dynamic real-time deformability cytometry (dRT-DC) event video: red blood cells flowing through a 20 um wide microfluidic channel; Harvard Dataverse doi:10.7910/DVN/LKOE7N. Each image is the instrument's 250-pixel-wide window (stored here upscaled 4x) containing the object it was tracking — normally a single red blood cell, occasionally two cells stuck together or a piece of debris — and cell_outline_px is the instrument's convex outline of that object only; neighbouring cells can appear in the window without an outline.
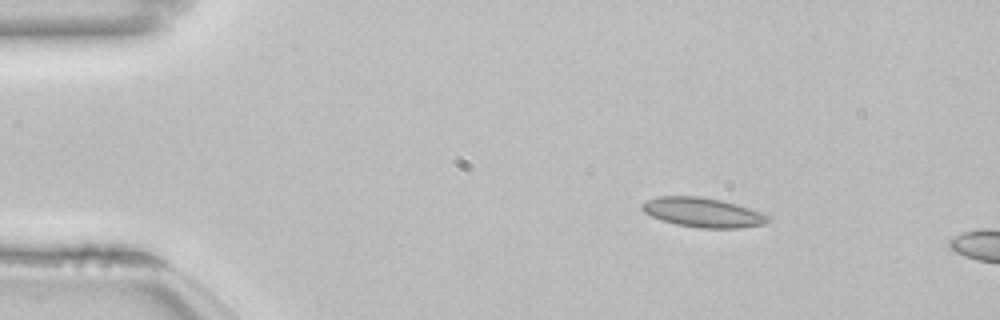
{"species": "common noctule bat (a hibernating species)", "species_latin": "Nyctalus noctula", "temperature_condition": "room temperature", "stored_images_in_passage": 13, "camera_frame_rate_fps": 3000, "um_per_image_px": 0.085, "animal": {"sex": "female", "body_mass_g": 22.7, "forearm_length_mm": 54.2}, "frame": {"image": 1, "passage_image": 8, "time_ms": 2.333, "image_size_px": [1000, 320], "cell_outline_px": [[772, 220], [764, 224], [740, 228], [700, 228], [676, 224], [652, 216], [644, 212], [640, 208], [640, 204], [644, 200], [656, 196], [700, 196], [720, 200], [736, 204], [764, 212], [772, 216]], "centroid_in_image_um": [59.77, 18.05], "position_along_channel_um": 25.2, "area_um2": 21.96}}